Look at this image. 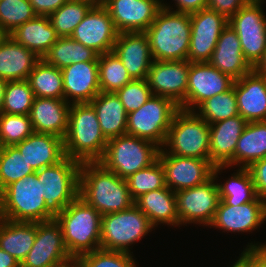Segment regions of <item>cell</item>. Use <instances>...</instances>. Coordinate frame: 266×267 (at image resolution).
I'll use <instances>...</instances> for the list:
<instances>
[{
  "label": "cell",
  "instance_id": "cell-1",
  "mask_svg": "<svg viewBox=\"0 0 266 267\" xmlns=\"http://www.w3.org/2000/svg\"><path fill=\"white\" fill-rule=\"evenodd\" d=\"M78 196L101 215L123 211L135 204L127 181L99 162L81 163Z\"/></svg>",
  "mask_w": 266,
  "mask_h": 267
},
{
  "label": "cell",
  "instance_id": "cell-40",
  "mask_svg": "<svg viewBox=\"0 0 266 267\" xmlns=\"http://www.w3.org/2000/svg\"><path fill=\"white\" fill-rule=\"evenodd\" d=\"M35 173L15 146L0 147V193L10 184Z\"/></svg>",
  "mask_w": 266,
  "mask_h": 267
},
{
  "label": "cell",
  "instance_id": "cell-20",
  "mask_svg": "<svg viewBox=\"0 0 266 267\" xmlns=\"http://www.w3.org/2000/svg\"><path fill=\"white\" fill-rule=\"evenodd\" d=\"M266 221V202L260 197L241 205L232 206L220 200L209 228L223 232H251Z\"/></svg>",
  "mask_w": 266,
  "mask_h": 267
},
{
  "label": "cell",
  "instance_id": "cell-52",
  "mask_svg": "<svg viewBox=\"0 0 266 267\" xmlns=\"http://www.w3.org/2000/svg\"><path fill=\"white\" fill-rule=\"evenodd\" d=\"M0 267H21L20 262L0 248Z\"/></svg>",
  "mask_w": 266,
  "mask_h": 267
},
{
  "label": "cell",
  "instance_id": "cell-10",
  "mask_svg": "<svg viewBox=\"0 0 266 267\" xmlns=\"http://www.w3.org/2000/svg\"><path fill=\"white\" fill-rule=\"evenodd\" d=\"M80 165L66 156L55 165L35 171L43 184L45 207L54 217L78 197Z\"/></svg>",
  "mask_w": 266,
  "mask_h": 267
},
{
  "label": "cell",
  "instance_id": "cell-51",
  "mask_svg": "<svg viewBox=\"0 0 266 267\" xmlns=\"http://www.w3.org/2000/svg\"><path fill=\"white\" fill-rule=\"evenodd\" d=\"M36 15L50 16L68 0H29Z\"/></svg>",
  "mask_w": 266,
  "mask_h": 267
},
{
  "label": "cell",
  "instance_id": "cell-49",
  "mask_svg": "<svg viewBox=\"0 0 266 267\" xmlns=\"http://www.w3.org/2000/svg\"><path fill=\"white\" fill-rule=\"evenodd\" d=\"M250 0H209L208 9L216 11L228 20Z\"/></svg>",
  "mask_w": 266,
  "mask_h": 267
},
{
  "label": "cell",
  "instance_id": "cell-31",
  "mask_svg": "<svg viewBox=\"0 0 266 267\" xmlns=\"http://www.w3.org/2000/svg\"><path fill=\"white\" fill-rule=\"evenodd\" d=\"M135 205L155 228L159 224L179 226L175 192L167 186L149 191L135 200Z\"/></svg>",
  "mask_w": 266,
  "mask_h": 267
},
{
  "label": "cell",
  "instance_id": "cell-57",
  "mask_svg": "<svg viewBox=\"0 0 266 267\" xmlns=\"http://www.w3.org/2000/svg\"><path fill=\"white\" fill-rule=\"evenodd\" d=\"M72 1H96V0H72Z\"/></svg>",
  "mask_w": 266,
  "mask_h": 267
},
{
  "label": "cell",
  "instance_id": "cell-12",
  "mask_svg": "<svg viewBox=\"0 0 266 267\" xmlns=\"http://www.w3.org/2000/svg\"><path fill=\"white\" fill-rule=\"evenodd\" d=\"M263 3V0H250L228 21L239 37L245 59L253 68L263 59L266 49Z\"/></svg>",
  "mask_w": 266,
  "mask_h": 267
},
{
  "label": "cell",
  "instance_id": "cell-42",
  "mask_svg": "<svg viewBox=\"0 0 266 267\" xmlns=\"http://www.w3.org/2000/svg\"><path fill=\"white\" fill-rule=\"evenodd\" d=\"M134 200L149 191L166 187L165 172L159 159L149 167L141 169L126 179Z\"/></svg>",
  "mask_w": 266,
  "mask_h": 267
},
{
  "label": "cell",
  "instance_id": "cell-17",
  "mask_svg": "<svg viewBox=\"0 0 266 267\" xmlns=\"http://www.w3.org/2000/svg\"><path fill=\"white\" fill-rule=\"evenodd\" d=\"M190 62L153 61L146 81L153 95L173 100L179 108L185 104Z\"/></svg>",
  "mask_w": 266,
  "mask_h": 267
},
{
  "label": "cell",
  "instance_id": "cell-3",
  "mask_svg": "<svg viewBox=\"0 0 266 267\" xmlns=\"http://www.w3.org/2000/svg\"><path fill=\"white\" fill-rule=\"evenodd\" d=\"M101 217L79 196L55 217L62 229L64 245L74 260L100 249Z\"/></svg>",
  "mask_w": 266,
  "mask_h": 267
},
{
  "label": "cell",
  "instance_id": "cell-28",
  "mask_svg": "<svg viewBox=\"0 0 266 267\" xmlns=\"http://www.w3.org/2000/svg\"><path fill=\"white\" fill-rule=\"evenodd\" d=\"M41 60L34 52L16 42L10 35L0 39V78L6 81L26 80Z\"/></svg>",
  "mask_w": 266,
  "mask_h": 267
},
{
  "label": "cell",
  "instance_id": "cell-5",
  "mask_svg": "<svg viewBox=\"0 0 266 267\" xmlns=\"http://www.w3.org/2000/svg\"><path fill=\"white\" fill-rule=\"evenodd\" d=\"M0 218L34 223L55 219L45 207L43 184L36 173L13 182L0 193Z\"/></svg>",
  "mask_w": 266,
  "mask_h": 267
},
{
  "label": "cell",
  "instance_id": "cell-6",
  "mask_svg": "<svg viewBox=\"0 0 266 267\" xmlns=\"http://www.w3.org/2000/svg\"><path fill=\"white\" fill-rule=\"evenodd\" d=\"M209 147V124L195 111L179 109L161 149L171 155L209 160Z\"/></svg>",
  "mask_w": 266,
  "mask_h": 267
},
{
  "label": "cell",
  "instance_id": "cell-34",
  "mask_svg": "<svg viewBox=\"0 0 266 267\" xmlns=\"http://www.w3.org/2000/svg\"><path fill=\"white\" fill-rule=\"evenodd\" d=\"M99 54L92 48L69 37H59L51 46L43 60L60 70L73 63L98 61Z\"/></svg>",
  "mask_w": 266,
  "mask_h": 267
},
{
  "label": "cell",
  "instance_id": "cell-43",
  "mask_svg": "<svg viewBox=\"0 0 266 267\" xmlns=\"http://www.w3.org/2000/svg\"><path fill=\"white\" fill-rule=\"evenodd\" d=\"M36 16L29 0H0V30L9 35Z\"/></svg>",
  "mask_w": 266,
  "mask_h": 267
},
{
  "label": "cell",
  "instance_id": "cell-36",
  "mask_svg": "<svg viewBox=\"0 0 266 267\" xmlns=\"http://www.w3.org/2000/svg\"><path fill=\"white\" fill-rule=\"evenodd\" d=\"M236 171L223 184L217 183L220 200L232 206L251 202L257 197L248 168L239 167Z\"/></svg>",
  "mask_w": 266,
  "mask_h": 267
},
{
  "label": "cell",
  "instance_id": "cell-35",
  "mask_svg": "<svg viewBox=\"0 0 266 267\" xmlns=\"http://www.w3.org/2000/svg\"><path fill=\"white\" fill-rule=\"evenodd\" d=\"M27 80L35 97L64 99L61 70L43 59L35 65Z\"/></svg>",
  "mask_w": 266,
  "mask_h": 267
},
{
  "label": "cell",
  "instance_id": "cell-41",
  "mask_svg": "<svg viewBox=\"0 0 266 267\" xmlns=\"http://www.w3.org/2000/svg\"><path fill=\"white\" fill-rule=\"evenodd\" d=\"M34 98V92L27 79L7 81L2 113L29 115Z\"/></svg>",
  "mask_w": 266,
  "mask_h": 267
},
{
  "label": "cell",
  "instance_id": "cell-53",
  "mask_svg": "<svg viewBox=\"0 0 266 267\" xmlns=\"http://www.w3.org/2000/svg\"><path fill=\"white\" fill-rule=\"evenodd\" d=\"M260 75L266 78V49L263 59L254 68Z\"/></svg>",
  "mask_w": 266,
  "mask_h": 267
},
{
  "label": "cell",
  "instance_id": "cell-11",
  "mask_svg": "<svg viewBox=\"0 0 266 267\" xmlns=\"http://www.w3.org/2000/svg\"><path fill=\"white\" fill-rule=\"evenodd\" d=\"M226 165H215L213 176L195 187L175 192L179 225L203 224L209 226L215 216L220 202L217 182L218 173H222Z\"/></svg>",
  "mask_w": 266,
  "mask_h": 267
},
{
  "label": "cell",
  "instance_id": "cell-13",
  "mask_svg": "<svg viewBox=\"0 0 266 267\" xmlns=\"http://www.w3.org/2000/svg\"><path fill=\"white\" fill-rule=\"evenodd\" d=\"M73 260L64 245L59 223L51 219L36 223L35 242L21 267H69Z\"/></svg>",
  "mask_w": 266,
  "mask_h": 267
},
{
  "label": "cell",
  "instance_id": "cell-29",
  "mask_svg": "<svg viewBox=\"0 0 266 267\" xmlns=\"http://www.w3.org/2000/svg\"><path fill=\"white\" fill-rule=\"evenodd\" d=\"M9 35L41 59L59 38L49 16L39 15L21 24Z\"/></svg>",
  "mask_w": 266,
  "mask_h": 267
},
{
  "label": "cell",
  "instance_id": "cell-59",
  "mask_svg": "<svg viewBox=\"0 0 266 267\" xmlns=\"http://www.w3.org/2000/svg\"><path fill=\"white\" fill-rule=\"evenodd\" d=\"M98 3H102L104 0H96Z\"/></svg>",
  "mask_w": 266,
  "mask_h": 267
},
{
  "label": "cell",
  "instance_id": "cell-48",
  "mask_svg": "<svg viewBox=\"0 0 266 267\" xmlns=\"http://www.w3.org/2000/svg\"><path fill=\"white\" fill-rule=\"evenodd\" d=\"M245 250V267H266V244L248 243Z\"/></svg>",
  "mask_w": 266,
  "mask_h": 267
},
{
  "label": "cell",
  "instance_id": "cell-54",
  "mask_svg": "<svg viewBox=\"0 0 266 267\" xmlns=\"http://www.w3.org/2000/svg\"><path fill=\"white\" fill-rule=\"evenodd\" d=\"M6 83V80L0 78V114L2 113Z\"/></svg>",
  "mask_w": 266,
  "mask_h": 267
},
{
  "label": "cell",
  "instance_id": "cell-15",
  "mask_svg": "<svg viewBox=\"0 0 266 267\" xmlns=\"http://www.w3.org/2000/svg\"><path fill=\"white\" fill-rule=\"evenodd\" d=\"M233 83L234 79L209 62H190L185 104L180 109L196 111L205 100L226 92Z\"/></svg>",
  "mask_w": 266,
  "mask_h": 267
},
{
  "label": "cell",
  "instance_id": "cell-27",
  "mask_svg": "<svg viewBox=\"0 0 266 267\" xmlns=\"http://www.w3.org/2000/svg\"><path fill=\"white\" fill-rule=\"evenodd\" d=\"M15 147L35 171L55 165L66 155L62 138L44 133H33Z\"/></svg>",
  "mask_w": 266,
  "mask_h": 267
},
{
  "label": "cell",
  "instance_id": "cell-21",
  "mask_svg": "<svg viewBox=\"0 0 266 267\" xmlns=\"http://www.w3.org/2000/svg\"><path fill=\"white\" fill-rule=\"evenodd\" d=\"M112 51L122 61L132 79H146L154 59L144 32L118 33Z\"/></svg>",
  "mask_w": 266,
  "mask_h": 267
},
{
  "label": "cell",
  "instance_id": "cell-7",
  "mask_svg": "<svg viewBox=\"0 0 266 267\" xmlns=\"http://www.w3.org/2000/svg\"><path fill=\"white\" fill-rule=\"evenodd\" d=\"M159 150L157 145L148 140L125 134L108 140L99 163L126 180L154 163L158 159Z\"/></svg>",
  "mask_w": 266,
  "mask_h": 267
},
{
  "label": "cell",
  "instance_id": "cell-16",
  "mask_svg": "<svg viewBox=\"0 0 266 267\" xmlns=\"http://www.w3.org/2000/svg\"><path fill=\"white\" fill-rule=\"evenodd\" d=\"M165 172V185L174 192L200 185L213 176L214 164L210 160L182 157L159 150Z\"/></svg>",
  "mask_w": 266,
  "mask_h": 267
},
{
  "label": "cell",
  "instance_id": "cell-38",
  "mask_svg": "<svg viewBox=\"0 0 266 267\" xmlns=\"http://www.w3.org/2000/svg\"><path fill=\"white\" fill-rule=\"evenodd\" d=\"M98 75L101 92H116L133 80L113 51L98 56Z\"/></svg>",
  "mask_w": 266,
  "mask_h": 267
},
{
  "label": "cell",
  "instance_id": "cell-45",
  "mask_svg": "<svg viewBox=\"0 0 266 267\" xmlns=\"http://www.w3.org/2000/svg\"><path fill=\"white\" fill-rule=\"evenodd\" d=\"M133 257L126 252L98 249L81 255L77 261L83 267H137Z\"/></svg>",
  "mask_w": 266,
  "mask_h": 267
},
{
  "label": "cell",
  "instance_id": "cell-50",
  "mask_svg": "<svg viewBox=\"0 0 266 267\" xmlns=\"http://www.w3.org/2000/svg\"><path fill=\"white\" fill-rule=\"evenodd\" d=\"M176 6V10L167 3L164 4V1L162 3V7L179 13H194L198 12L199 10L206 9L208 7V1L209 0H173ZM168 5V6H167Z\"/></svg>",
  "mask_w": 266,
  "mask_h": 267
},
{
  "label": "cell",
  "instance_id": "cell-33",
  "mask_svg": "<svg viewBox=\"0 0 266 267\" xmlns=\"http://www.w3.org/2000/svg\"><path fill=\"white\" fill-rule=\"evenodd\" d=\"M263 158H266V121L248 122L237 143L234 166L248 168Z\"/></svg>",
  "mask_w": 266,
  "mask_h": 267
},
{
  "label": "cell",
  "instance_id": "cell-46",
  "mask_svg": "<svg viewBox=\"0 0 266 267\" xmlns=\"http://www.w3.org/2000/svg\"><path fill=\"white\" fill-rule=\"evenodd\" d=\"M115 93L127 113L139 109L153 95L146 79H133Z\"/></svg>",
  "mask_w": 266,
  "mask_h": 267
},
{
  "label": "cell",
  "instance_id": "cell-47",
  "mask_svg": "<svg viewBox=\"0 0 266 267\" xmlns=\"http://www.w3.org/2000/svg\"><path fill=\"white\" fill-rule=\"evenodd\" d=\"M248 170L252 176L257 196L266 202V158L253 162Z\"/></svg>",
  "mask_w": 266,
  "mask_h": 267
},
{
  "label": "cell",
  "instance_id": "cell-4",
  "mask_svg": "<svg viewBox=\"0 0 266 267\" xmlns=\"http://www.w3.org/2000/svg\"><path fill=\"white\" fill-rule=\"evenodd\" d=\"M144 33L155 61L187 60L191 37L190 14L162 7Z\"/></svg>",
  "mask_w": 266,
  "mask_h": 267
},
{
  "label": "cell",
  "instance_id": "cell-32",
  "mask_svg": "<svg viewBox=\"0 0 266 267\" xmlns=\"http://www.w3.org/2000/svg\"><path fill=\"white\" fill-rule=\"evenodd\" d=\"M36 236V223L0 218V248L20 264L31 250Z\"/></svg>",
  "mask_w": 266,
  "mask_h": 267
},
{
  "label": "cell",
  "instance_id": "cell-22",
  "mask_svg": "<svg viewBox=\"0 0 266 267\" xmlns=\"http://www.w3.org/2000/svg\"><path fill=\"white\" fill-rule=\"evenodd\" d=\"M61 73L64 99L70 104L89 103L101 92L98 61L73 63L61 69Z\"/></svg>",
  "mask_w": 266,
  "mask_h": 267
},
{
  "label": "cell",
  "instance_id": "cell-58",
  "mask_svg": "<svg viewBox=\"0 0 266 267\" xmlns=\"http://www.w3.org/2000/svg\"><path fill=\"white\" fill-rule=\"evenodd\" d=\"M4 36V34L2 33V31L0 30V39Z\"/></svg>",
  "mask_w": 266,
  "mask_h": 267
},
{
  "label": "cell",
  "instance_id": "cell-23",
  "mask_svg": "<svg viewBox=\"0 0 266 267\" xmlns=\"http://www.w3.org/2000/svg\"><path fill=\"white\" fill-rule=\"evenodd\" d=\"M247 124L241 115H236L209 125V160L214 165L234 166L237 143Z\"/></svg>",
  "mask_w": 266,
  "mask_h": 267
},
{
  "label": "cell",
  "instance_id": "cell-55",
  "mask_svg": "<svg viewBox=\"0 0 266 267\" xmlns=\"http://www.w3.org/2000/svg\"><path fill=\"white\" fill-rule=\"evenodd\" d=\"M231 267H245V250H243L241 255L238 257V260L233 263Z\"/></svg>",
  "mask_w": 266,
  "mask_h": 267
},
{
  "label": "cell",
  "instance_id": "cell-30",
  "mask_svg": "<svg viewBox=\"0 0 266 267\" xmlns=\"http://www.w3.org/2000/svg\"><path fill=\"white\" fill-rule=\"evenodd\" d=\"M89 103L107 140L127 134L128 113L115 92H100Z\"/></svg>",
  "mask_w": 266,
  "mask_h": 267
},
{
  "label": "cell",
  "instance_id": "cell-26",
  "mask_svg": "<svg viewBox=\"0 0 266 267\" xmlns=\"http://www.w3.org/2000/svg\"><path fill=\"white\" fill-rule=\"evenodd\" d=\"M70 105L65 99L35 97L29 114L34 132L64 139Z\"/></svg>",
  "mask_w": 266,
  "mask_h": 267
},
{
  "label": "cell",
  "instance_id": "cell-37",
  "mask_svg": "<svg viewBox=\"0 0 266 267\" xmlns=\"http://www.w3.org/2000/svg\"><path fill=\"white\" fill-rule=\"evenodd\" d=\"M97 1H66L50 16L51 24L59 37H69Z\"/></svg>",
  "mask_w": 266,
  "mask_h": 267
},
{
  "label": "cell",
  "instance_id": "cell-56",
  "mask_svg": "<svg viewBox=\"0 0 266 267\" xmlns=\"http://www.w3.org/2000/svg\"><path fill=\"white\" fill-rule=\"evenodd\" d=\"M69 267H83L77 260H73Z\"/></svg>",
  "mask_w": 266,
  "mask_h": 267
},
{
  "label": "cell",
  "instance_id": "cell-44",
  "mask_svg": "<svg viewBox=\"0 0 266 267\" xmlns=\"http://www.w3.org/2000/svg\"><path fill=\"white\" fill-rule=\"evenodd\" d=\"M33 133L29 115L0 114V147L15 146Z\"/></svg>",
  "mask_w": 266,
  "mask_h": 267
},
{
  "label": "cell",
  "instance_id": "cell-19",
  "mask_svg": "<svg viewBox=\"0 0 266 267\" xmlns=\"http://www.w3.org/2000/svg\"><path fill=\"white\" fill-rule=\"evenodd\" d=\"M117 36L108 10L98 3L89 10L70 37L101 55L113 50Z\"/></svg>",
  "mask_w": 266,
  "mask_h": 267
},
{
  "label": "cell",
  "instance_id": "cell-8",
  "mask_svg": "<svg viewBox=\"0 0 266 267\" xmlns=\"http://www.w3.org/2000/svg\"><path fill=\"white\" fill-rule=\"evenodd\" d=\"M153 229L148 217L135 204L126 210L102 215L100 249L133 254L130 246Z\"/></svg>",
  "mask_w": 266,
  "mask_h": 267
},
{
  "label": "cell",
  "instance_id": "cell-2",
  "mask_svg": "<svg viewBox=\"0 0 266 267\" xmlns=\"http://www.w3.org/2000/svg\"><path fill=\"white\" fill-rule=\"evenodd\" d=\"M65 155L80 163L99 162L108 140L101 131L90 103H73L68 114V129L63 139Z\"/></svg>",
  "mask_w": 266,
  "mask_h": 267
},
{
  "label": "cell",
  "instance_id": "cell-9",
  "mask_svg": "<svg viewBox=\"0 0 266 267\" xmlns=\"http://www.w3.org/2000/svg\"><path fill=\"white\" fill-rule=\"evenodd\" d=\"M179 106L170 98L152 95L139 109L127 115V134L163 147Z\"/></svg>",
  "mask_w": 266,
  "mask_h": 267
},
{
  "label": "cell",
  "instance_id": "cell-18",
  "mask_svg": "<svg viewBox=\"0 0 266 267\" xmlns=\"http://www.w3.org/2000/svg\"><path fill=\"white\" fill-rule=\"evenodd\" d=\"M163 0H104L101 4L108 10L118 33L145 32Z\"/></svg>",
  "mask_w": 266,
  "mask_h": 267
},
{
  "label": "cell",
  "instance_id": "cell-14",
  "mask_svg": "<svg viewBox=\"0 0 266 267\" xmlns=\"http://www.w3.org/2000/svg\"><path fill=\"white\" fill-rule=\"evenodd\" d=\"M191 37L189 62H208L216 47L221 32L228 26V19L208 8L190 14Z\"/></svg>",
  "mask_w": 266,
  "mask_h": 267
},
{
  "label": "cell",
  "instance_id": "cell-39",
  "mask_svg": "<svg viewBox=\"0 0 266 267\" xmlns=\"http://www.w3.org/2000/svg\"><path fill=\"white\" fill-rule=\"evenodd\" d=\"M195 112L209 125L239 115L234 83L226 92L205 100Z\"/></svg>",
  "mask_w": 266,
  "mask_h": 267
},
{
  "label": "cell",
  "instance_id": "cell-24",
  "mask_svg": "<svg viewBox=\"0 0 266 267\" xmlns=\"http://www.w3.org/2000/svg\"><path fill=\"white\" fill-rule=\"evenodd\" d=\"M239 115L247 122L266 121V78L255 69L234 80Z\"/></svg>",
  "mask_w": 266,
  "mask_h": 267
},
{
  "label": "cell",
  "instance_id": "cell-25",
  "mask_svg": "<svg viewBox=\"0 0 266 267\" xmlns=\"http://www.w3.org/2000/svg\"><path fill=\"white\" fill-rule=\"evenodd\" d=\"M208 62L234 80L240 79L254 69L245 59L239 37L229 24L221 32Z\"/></svg>",
  "mask_w": 266,
  "mask_h": 267
}]
</instances>
